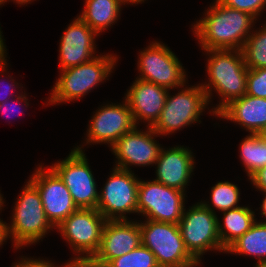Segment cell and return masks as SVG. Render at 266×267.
<instances>
[{
  "mask_svg": "<svg viewBox=\"0 0 266 267\" xmlns=\"http://www.w3.org/2000/svg\"><path fill=\"white\" fill-rule=\"evenodd\" d=\"M7 1H10V0H1V3L4 5V3H6ZM12 1L21 6L25 4H30L32 3L31 1H35V0H12Z\"/></svg>",
  "mask_w": 266,
  "mask_h": 267,
  "instance_id": "obj_38",
  "label": "cell"
},
{
  "mask_svg": "<svg viewBox=\"0 0 266 267\" xmlns=\"http://www.w3.org/2000/svg\"><path fill=\"white\" fill-rule=\"evenodd\" d=\"M117 59L114 54H101L86 63L60 70L59 78L47 99V105L80 100L99 83L108 80Z\"/></svg>",
  "mask_w": 266,
  "mask_h": 267,
  "instance_id": "obj_3",
  "label": "cell"
},
{
  "mask_svg": "<svg viewBox=\"0 0 266 267\" xmlns=\"http://www.w3.org/2000/svg\"><path fill=\"white\" fill-rule=\"evenodd\" d=\"M168 92L167 88L136 78L124 98L131 109L136 126L140 125L139 121H144L148 127L155 124L165 106Z\"/></svg>",
  "mask_w": 266,
  "mask_h": 267,
  "instance_id": "obj_18",
  "label": "cell"
},
{
  "mask_svg": "<svg viewBox=\"0 0 266 267\" xmlns=\"http://www.w3.org/2000/svg\"><path fill=\"white\" fill-rule=\"evenodd\" d=\"M254 267H266V263H264V264H255V266Z\"/></svg>",
  "mask_w": 266,
  "mask_h": 267,
  "instance_id": "obj_42",
  "label": "cell"
},
{
  "mask_svg": "<svg viewBox=\"0 0 266 267\" xmlns=\"http://www.w3.org/2000/svg\"><path fill=\"white\" fill-rule=\"evenodd\" d=\"M11 79L10 81H12L11 83L5 84L6 86H4L2 92L0 91V104H2L3 102H6L7 100H11L12 98H16L18 95L17 93L14 92L13 95V89H18L19 88V83H17V81H15L11 76H9ZM1 81V80H0ZM2 82V81H1ZM0 82V84H4L5 81H3L2 83ZM14 83V84H13ZM16 87V88H15ZM4 91V92H3ZM12 92V93H11ZM2 95V96H1ZM14 96V97H13ZM12 97V98H11Z\"/></svg>",
  "mask_w": 266,
  "mask_h": 267,
  "instance_id": "obj_33",
  "label": "cell"
},
{
  "mask_svg": "<svg viewBox=\"0 0 266 267\" xmlns=\"http://www.w3.org/2000/svg\"><path fill=\"white\" fill-rule=\"evenodd\" d=\"M207 53L208 83L200 85L205 90L208 102L215 91L221 98L210 113L217 115L226 105L246 93L248 67L245 65L241 50H203ZM213 88V89H212Z\"/></svg>",
  "mask_w": 266,
  "mask_h": 267,
  "instance_id": "obj_2",
  "label": "cell"
},
{
  "mask_svg": "<svg viewBox=\"0 0 266 267\" xmlns=\"http://www.w3.org/2000/svg\"><path fill=\"white\" fill-rule=\"evenodd\" d=\"M64 265L58 266L55 264V267H100L92 259H82V258H72L69 262L63 263ZM57 265V266H56Z\"/></svg>",
  "mask_w": 266,
  "mask_h": 267,
  "instance_id": "obj_34",
  "label": "cell"
},
{
  "mask_svg": "<svg viewBox=\"0 0 266 267\" xmlns=\"http://www.w3.org/2000/svg\"><path fill=\"white\" fill-rule=\"evenodd\" d=\"M26 96H27L26 93L23 94V92H21V93H19V95H17V97H16V104H18L17 106L13 102L14 98L11 101L7 100L6 102H3L2 104H0V112L2 114L6 113L5 115H10L13 112H14V114H16L17 110L20 109V107H18V106H20L19 104H21L20 102H24L25 107L27 108L29 106V101H28V98ZM10 103L11 104L14 103V104L11 106ZM21 112H23V111H21ZM14 114L12 116H14Z\"/></svg>",
  "mask_w": 266,
  "mask_h": 267,
  "instance_id": "obj_30",
  "label": "cell"
},
{
  "mask_svg": "<svg viewBox=\"0 0 266 267\" xmlns=\"http://www.w3.org/2000/svg\"><path fill=\"white\" fill-rule=\"evenodd\" d=\"M259 136L262 138L264 143L266 144V128H264L260 133Z\"/></svg>",
  "mask_w": 266,
  "mask_h": 267,
  "instance_id": "obj_39",
  "label": "cell"
},
{
  "mask_svg": "<svg viewBox=\"0 0 266 267\" xmlns=\"http://www.w3.org/2000/svg\"><path fill=\"white\" fill-rule=\"evenodd\" d=\"M241 52L249 69L266 68V23L252 30Z\"/></svg>",
  "mask_w": 266,
  "mask_h": 267,
  "instance_id": "obj_25",
  "label": "cell"
},
{
  "mask_svg": "<svg viewBox=\"0 0 266 267\" xmlns=\"http://www.w3.org/2000/svg\"><path fill=\"white\" fill-rule=\"evenodd\" d=\"M204 18L191 28L203 50H241L252 33L256 19L214 0Z\"/></svg>",
  "mask_w": 266,
  "mask_h": 267,
  "instance_id": "obj_1",
  "label": "cell"
},
{
  "mask_svg": "<svg viewBox=\"0 0 266 267\" xmlns=\"http://www.w3.org/2000/svg\"><path fill=\"white\" fill-rule=\"evenodd\" d=\"M104 187L99 191L97 210L106 220H127V213H137L140 179L132 170L114 167Z\"/></svg>",
  "mask_w": 266,
  "mask_h": 267,
  "instance_id": "obj_12",
  "label": "cell"
},
{
  "mask_svg": "<svg viewBox=\"0 0 266 267\" xmlns=\"http://www.w3.org/2000/svg\"><path fill=\"white\" fill-rule=\"evenodd\" d=\"M142 245L151 250L160 267H198L200 263L186 249L178 224L139 221Z\"/></svg>",
  "mask_w": 266,
  "mask_h": 267,
  "instance_id": "obj_5",
  "label": "cell"
},
{
  "mask_svg": "<svg viewBox=\"0 0 266 267\" xmlns=\"http://www.w3.org/2000/svg\"><path fill=\"white\" fill-rule=\"evenodd\" d=\"M23 258L19 259L18 262L13 264L12 267H55L54 262L52 263L51 260H44L40 258H28L21 256Z\"/></svg>",
  "mask_w": 266,
  "mask_h": 267,
  "instance_id": "obj_31",
  "label": "cell"
},
{
  "mask_svg": "<svg viewBox=\"0 0 266 267\" xmlns=\"http://www.w3.org/2000/svg\"><path fill=\"white\" fill-rule=\"evenodd\" d=\"M237 123L250 134L266 128V99L244 94L226 105L216 117Z\"/></svg>",
  "mask_w": 266,
  "mask_h": 267,
  "instance_id": "obj_20",
  "label": "cell"
},
{
  "mask_svg": "<svg viewBox=\"0 0 266 267\" xmlns=\"http://www.w3.org/2000/svg\"><path fill=\"white\" fill-rule=\"evenodd\" d=\"M137 69L140 80L174 89L186 84V71L178 57L163 42L150 43L138 55Z\"/></svg>",
  "mask_w": 266,
  "mask_h": 267,
  "instance_id": "obj_8",
  "label": "cell"
},
{
  "mask_svg": "<svg viewBox=\"0 0 266 267\" xmlns=\"http://www.w3.org/2000/svg\"><path fill=\"white\" fill-rule=\"evenodd\" d=\"M174 96L168 92L165 106L159 119L152 126V129L160 136L170 135L175 131L199 122V118L209 102L205 90L199 84L185 87Z\"/></svg>",
  "mask_w": 266,
  "mask_h": 267,
  "instance_id": "obj_7",
  "label": "cell"
},
{
  "mask_svg": "<svg viewBox=\"0 0 266 267\" xmlns=\"http://www.w3.org/2000/svg\"><path fill=\"white\" fill-rule=\"evenodd\" d=\"M185 193L155 180L140 179L137 214L152 221L178 224L185 208Z\"/></svg>",
  "mask_w": 266,
  "mask_h": 267,
  "instance_id": "obj_11",
  "label": "cell"
},
{
  "mask_svg": "<svg viewBox=\"0 0 266 267\" xmlns=\"http://www.w3.org/2000/svg\"><path fill=\"white\" fill-rule=\"evenodd\" d=\"M4 199H3V195L1 194V191H0V210L2 211V208L4 207Z\"/></svg>",
  "mask_w": 266,
  "mask_h": 267,
  "instance_id": "obj_41",
  "label": "cell"
},
{
  "mask_svg": "<svg viewBox=\"0 0 266 267\" xmlns=\"http://www.w3.org/2000/svg\"><path fill=\"white\" fill-rule=\"evenodd\" d=\"M211 204L206 201L201 203L212 212L216 213L213 206L220 212L240 207V190L236 184L229 181L217 182L211 189Z\"/></svg>",
  "mask_w": 266,
  "mask_h": 267,
  "instance_id": "obj_26",
  "label": "cell"
},
{
  "mask_svg": "<svg viewBox=\"0 0 266 267\" xmlns=\"http://www.w3.org/2000/svg\"><path fill=\"white\" fill-rule=\"evenodd\" d=\"M156 165L155 181L185 192L195 168L190 148L178 145L165 150L162 147Z\"/></svg>",
  "mask_w": 266,
  "mask_h": 267,
  "instance_id": "obj_19",
  "label": "cell"
},
{
  "mask_svg": "<svg viewBox=\"0 0 266 267\" xmlns=\"http://www.w3.org/2000/svg\"><path fill=\"white\" fill-rule=\"evenodd\" d=\"M106 222L97 209L78 208L55 228L77 254L75 258L91 259L100 247Z\"/></svg>",
  "mask_w": 266,
  "mask_h": 267,
  "instance_id": "obj_10",
  "label": "cell"
},
{
  "mask_svg": "<svg viewBox=\"0 0 266 267\" xmlns=\"http://www.w3.org/2000/svg\"><path fill=\"white\" fill-rule=\"evenodd\" d=\"M178 226L186 249L199 263L209 250L226 253L218 234V217L201 202L184 208Z\"/></svg>",
  "mask_w": 266,
  "mask_h": 267,
  "instance_id": "obj_6",
  "label": "cell"
},
{
  "mask_svg": "<svg viewBox=\"0 0 266 267\" xmlns=\"http://www.w3.org/2000/svg\"><path fill=\"white\" fill-rule=\"evenodd\" d=\"M6 45L4 44V38L2 36L1 27H0V72L5 73L7 71V52H6Z\"/></svg>",
  "mask_w": 266,
  "mask_h": 267,
  "instance_id": "obj_35",
  "label": "cell"
},
{
  "mask_svg": "<svg viewBox=\"0 0 266 267\" xmlns=\"http://www.w3.org/2000/svg\"><path fill=\"white\" fill-rule=\"evenodd\" d=\"M127 2V4H140L142 2H144V0H125ZM146 1V0H145Z\"/></svg>",
  "mask_w": 266,
  "mask_h": 267,
  "instance_id": "obj_40",
  "label": "cell"
},
{
  "mask_svg": "<svg viewBox=\"0 0 266 267\" xmlns=\"http://www.w3.org/2000/svg\"><path fill=\"white\" fill-rule=\"evenodd\" d=\"M88 125L84 144H113L136 125L131 109L125 100L122 104L106 103L98 108Z\"/></svg>",
  "mask_w": 266,
  "mask_h": 267,
  "instance_id": "obj_15",
  "label": "cell"
},
{
  "mask_svg": "<svg viewBox=\"0 0 266 267\" xmlns=\"http://www.w3.org/2000/svg\"><path fill=\"white\" fill-rule=\"evenodd\" d=\"M227 7L244 11L258 20L263 9L266 7V0H218Z\"/></svg>",
  "mask_w": 266,
  "mask_h": 267,
  "instance_id": "obj_29",
  "label": "cell"
},
{
  "mask_svg": "<svg viewBox=\"0 0 266 267\" xmlns=\"http://www.w3.org/2000/svg\"><path fill=\"white\" fill-rule=\"evenodd\" d=\"M85 155L83 146L79 145L64 160L57 161L50 167L69 189L77 208L97 209L99 192Z\"/></svg>",
  "mask_w": 266,
  "mask_h": 267,
  "instance_id": "obj_9",
  "label": "cell"
},
{
  "mask_svg": "<svg viewBox=\"0 0 266 267\" xmlns=\"http://www.w3.org/2000/svg\"><path fill=\"white\" fill-rule=\"evenodd\" d=\"M157 136L159 135L152 127L147 126L145 131H141L135 126L110 148L117 158L114 167L130 171L132 165L136 167L154 165L162 149L155 140Z\"/></svg>",
  "mask_w": 266,
  "mask_h": 267,
  "instance_id": "obj_14",
  "label": "cell"
},
{
  "mask_svg": "<svg viewBox=\"0 0 266 267\" xmlns=\"http://www.w3.org/2000/svg\"><path fill=\"white\" fill-rule=\"evenodd\" d=\"M105 267H160L154 253L144 245L121 257L110 260Z\"/></svg>",
  "mask_w": 266,
  "mask_h": 267,
  "instance_id": "obj_27",
  "label": "cell"
},
{
  "mask_svg": "<svg viewBox=\"0 0 266 267\" xmlns=\"http://www.w3.org/2000/svg\"><path fill=\"white\" fill-rule=\"evenodd\" d=\"M8 239L6 222L0 219V247Z\"/></svg>",
  "mask_w": 266,
  "mask_h": 267,
  "instance_id": "obj_36",
  "label": "cell"
},
{
  "mask_svg": "<svg viewBox=\"0 0 266 267\" xmlns=\"http://www.w3.org/2000/svg\"><path fill=\"white\" fill-rule=\"evenodd\" d=\"M263 197L264 199L262 200V204L260 206V211H261V216L263 215V217L265 216L266 218V192H263ZM262 223H266V221H262Z\"/></svg>",
  "mask_w": 266,
  "mask_h": 267,
  "instance_id": "obj_37",
  "label": "cell"
},
{
  "mask_svg": "<svg viewBox=\"0 0 266 267\" xmlns=\"http://www.w3.org/2000/svg\"><path fill=\"white\" fill-rule=\"evenodd\" d=\"M223 212V225L218 217V234L222 246L227 249L256 222V214L250 207L240 206Z\"/></svg>",
  "mask_w": 266,
  "mask_h": 267,
  "instance_id": "obj_22",
  "label": "cell"
},
{
  "mask_svg": "<svg viewBox=\"0 0 266 267\" xmlns=\"http://www.w3.org/2000/svg\"><path fill=\"white\" fill-rule=\"evenodd\" d=\"M226 252L257 257V264L266 263V223L256 221L226 249Z\"/></svg>",
  "mask_w": 266,
  "mask_h": 267,
  "instance_id": "obj_23",
  "label": "cell"
},
{
  "mask_svg": "<svg viewBox=\"0 0 266 267\" xmlns=\"http://www.w3.org/2000/svg\"><path fill=\"white\" fill-rule=\"evenodd\" d=\"M245 94L266 99V68L248 69Z\"/></svg>",
  "mask_w": 266,
  "mask_h": 267,
  "instance_id": "obj_28",
  "label": "cell"
},
{
  "mask_svg": "<svg viewBox=\"0 0 266 267\" xmlns=\"http://www.w3.org/2000/svg\"><path fill=\"white\" fill-rule=\"evenodd\" d=\"M28 180L39 191L45 215L54 227L78 209L69 189L51 167L45 169L40 164Z\"/></svg>",
  "mask_w": 266,
  "mask_h": 267,
  "instance_id": "obj_13",
  "label": "cell"
},
{
  "mask_svg": "<svg viewBox=\"0 0 266 267\" xmlns=\"http://www.w3.org/2000/svg\"><path fill=\"white\" fill-rule=\"evenodd\" d=\"M142 244L138 221L107 220L98 251L91 258L99 266L121 257Z\"/></svg>",
  "mask_w": 266,
  "mask_h": 267,
  "instance_id": "obj_16",
  "label": "cell"
},
{
  "mask_svg": "<svg viewBox=\"0 0 266 267\" xmlns=\"http://www.w3.org/2000/svg\"><path fill=\"white\" fill-rule=\"evenodd\" d=\"M239 150V157L249 178L260 168L266 166V144L259 134L247 135L241 141Z\"/></svg>",
  "mask_w": 266,
  "mask_h": 267,
  "instance_id": "obj_24",
  "label": "cell"
},
{
  "mask_svg": "<svg viewBox=\"0 0 266 267\" xmlns=\"http://www.w3.org/2000/svg\"><path fill=\"white\" fill-rule=\"evenodd\" d=\"M99 36L79 16L73 19L60 37L59 67L61 70L86 63L97 56L95 38ZM94 54V55H93Z\"/></svg>",
  "mask_w": 266,
  "mask_h": 267,
  "instance_id": "obj_17",
  "label": "cell"
},
{
  "mask_svg": "<svg viewBox=\"0 0 266 267\" xmlns=\"http://www.w3.org/2000/svg\"><path fill=\"white\" fill-rule=\"evenodd\" d=\"M125 0H85L79 17L98 35L119 19Z\"/></svg>",
  "mask_w": 266,
  "mask_h": 267,
  "instance_id": "obj_21",
  "label": "cell"
},
{
  "mask_svg": "<svg viewBox=\"0 0 266 267\" xmlns=\"http://www.w3.org/2000/svg\"><path fill=\"white\" fill-rule=\"evenodd\" d=\"M10 224L6 223L8 238L13 247L33 245L46 237L55 228L45 215L41 196L37 188L28 180L15 201Z\"/></svg>",
  "mask_w": 266,
  "mask_h": 267,
  "instance_id": "obj_4",
  "label": "cell"
},
{
  "mask_svg": "<svg viewBox=\"0 0 266 267\" xmlns=\"http://www.w3.org/2000/svg\"><path fill=\"white\" fill-rule=\"evenodd\" d=\"M251 184L261 192H266V166L260 168L250 178Z\"/></svg>",
  "mask_w": 266,
  "mask_h": 267,
  "instance_id": "obj_32",
  "label": "cell"
}]
</instances>
